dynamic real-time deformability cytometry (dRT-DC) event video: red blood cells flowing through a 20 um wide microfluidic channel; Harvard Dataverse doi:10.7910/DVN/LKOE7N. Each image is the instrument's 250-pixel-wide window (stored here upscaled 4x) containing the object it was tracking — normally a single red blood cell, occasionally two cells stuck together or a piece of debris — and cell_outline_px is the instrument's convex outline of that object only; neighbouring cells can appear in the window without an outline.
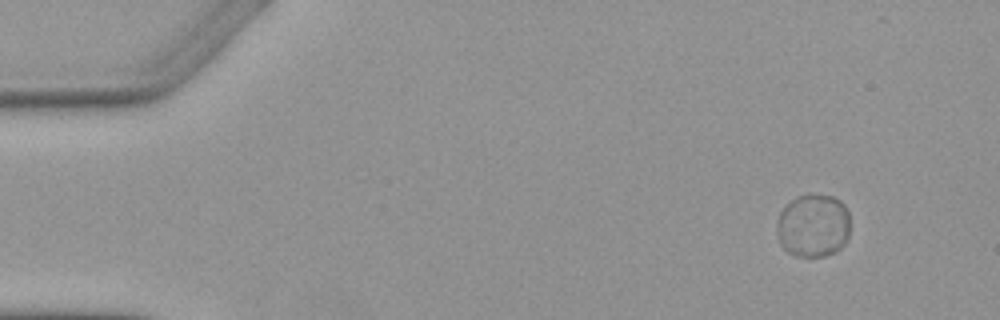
{"species": "Egyptian fruit bat (a non-hibernating species)", "species_latin": "Rousettus aegyptiacus", "temperature_condition": "warm", "stored_images_in_passage": 4, "camera_frame_rate_fps": 3000, "um_per_image_px": 0.085, "animal": {"sex": "female"}, "frame": {"image": 1, "passage_image": 1, "time_ms": 0.0, "image_size_px": [1000, 320], "cell_outline_px": [[848, 240], [836, 252], [824, 256], [796, 256], [788, 252], [780, 244], [776, 228], [776, 220], [780, 212], [796, 196], [808, 192], [832, 196], [840, 200], [844, 204], [848, 212]], "centroid_in_image_um": [69.11, 19.15], "position_along_channel_um": 15.9, "area_um2": 27.4}}
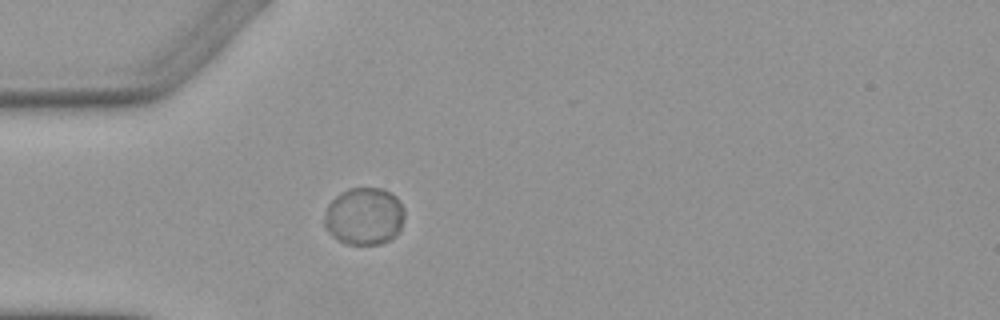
{"frame": {"image": 2, "passage_image": 4, "time_ms": 3.667, "image_size_px": [1000, 320], "cell_outline_px": [[404, 220], [400, 228], [388, 240], [380, 244], [348, 244], [332, 236], [328, 232], [324, 224], [324, 216], [328, 204], [340, 192], [348, 188], [384, 188], [396, 196], [404, 208]], "centroid_in_image_um": [30.95, 18.35], "position_along_channel_um": 54.1, "area_um2": 26.82}}